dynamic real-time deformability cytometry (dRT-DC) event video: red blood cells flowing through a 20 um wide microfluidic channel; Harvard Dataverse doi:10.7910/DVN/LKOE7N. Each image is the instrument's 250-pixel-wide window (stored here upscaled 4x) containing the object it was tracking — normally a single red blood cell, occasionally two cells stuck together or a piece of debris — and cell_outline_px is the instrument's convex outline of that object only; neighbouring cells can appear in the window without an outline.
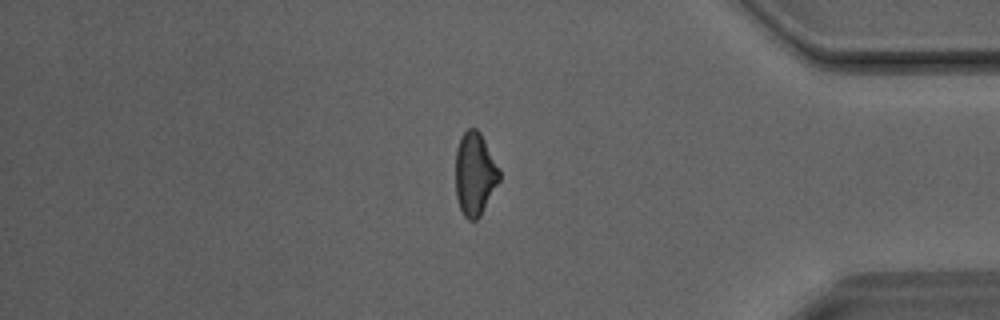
{"species": "Egyptian fruit bat (a non-hibernating species)", "species_latin": "Rousettus aegyptiacus", "temperature_condition": "room temperature", "stored_images_in_passage": 35, "camera_frame_rate_fps": 3000, "um_per_image_px": 0.085, "animal": {"sex": "male"}, "frame": {"image": 1, "passage_image": 34, "time_ms": 11.0, "image_size_px": [1000, 320], "cell_outline_px": [[500, 180], [480, 216], [476, 220], [468, 220], [464, 216], [460, 208], [456, 196], [456, 148], [460, 136], [468, 128], [476, 128], [480, 132], [500, 168]], "centroid_in_image_um": [40.36, 14.77], "position_along_channel_um": 394.8, "area_um2": 21.33}}